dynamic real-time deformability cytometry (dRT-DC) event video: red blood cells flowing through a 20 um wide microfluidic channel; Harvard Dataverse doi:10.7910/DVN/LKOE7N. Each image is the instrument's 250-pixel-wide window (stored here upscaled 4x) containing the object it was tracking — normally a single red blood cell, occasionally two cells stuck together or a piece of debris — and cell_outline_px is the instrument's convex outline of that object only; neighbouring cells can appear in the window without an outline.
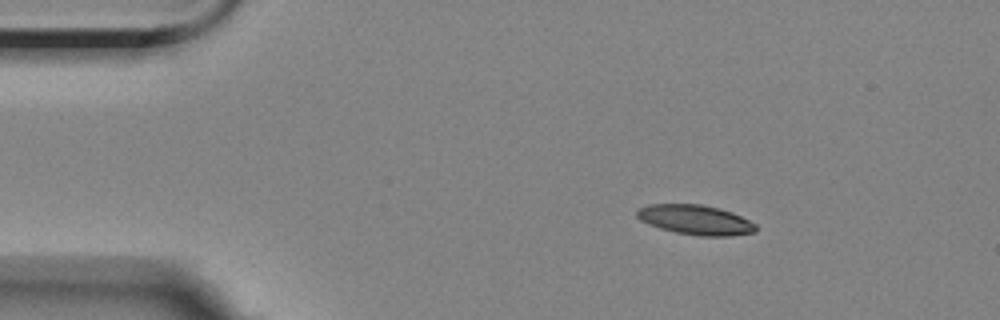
{"species": "Egyptian fruit bat (a non-hibernating species)", "species_latin": "Rousettus aegyptiacus", "temperature_condition": "room temperature", "stored_images_in_passage": 3, "camera_frame_rate_fps": 3000, "um_per_image_px": 0.085, "animal": {"sex": "female"}, "frame": {"image": 1, "passage_image": 1, "time_ms": 0.0, "image_size_px": [1000, 320], "cell_outline_px": [[756, 232], [732, 236], [700, 236], [676, 232], [660, 228], [648, 224], [640, 220], [636, 216], [636, 212], [640, 208], [648, 204], [700, 204], [720, 208], [732, 212], [756, 224]], "centroid_in_image_um": [59.12, 18.68], "position_along_channel_um": 25.9, "area_um2": 20.63}}